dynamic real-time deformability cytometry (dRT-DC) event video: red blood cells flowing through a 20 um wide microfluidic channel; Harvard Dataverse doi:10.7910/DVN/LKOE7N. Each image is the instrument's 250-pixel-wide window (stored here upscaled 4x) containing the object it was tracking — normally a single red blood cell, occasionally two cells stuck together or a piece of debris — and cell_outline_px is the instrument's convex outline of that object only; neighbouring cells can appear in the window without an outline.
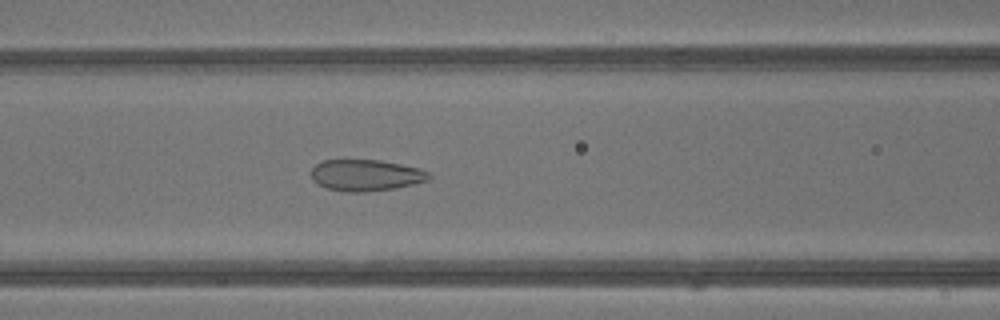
{"species": "common noctule bat (a hibernating species)", "species_latin": "Nyctalus noctula", "temperature_condition": "warm", "stored_images_in_passage": 42, "camera_frame_rate_fps": 3000, "um_per_image_px": 0.085, "animal": {"sex": "male", "body_mass_g": 13.3}, "frame": {"image": 1, "passage_image": 18, "time_ms": 5.667, "image_size_px": [1000, 320], "cell_outline_px": [[432, 176], [428, 180], [396, 188], [364, 192], [344, 192], [328, 188], [312, 180], [312, 168], [316, 164], [324, 160], [380, 160], [420, 168], [432, 172]], "centroid_in_image_um": [31.14, 14.89], "position_along_channel_um": 135.5, "area_um2": 21.56}}
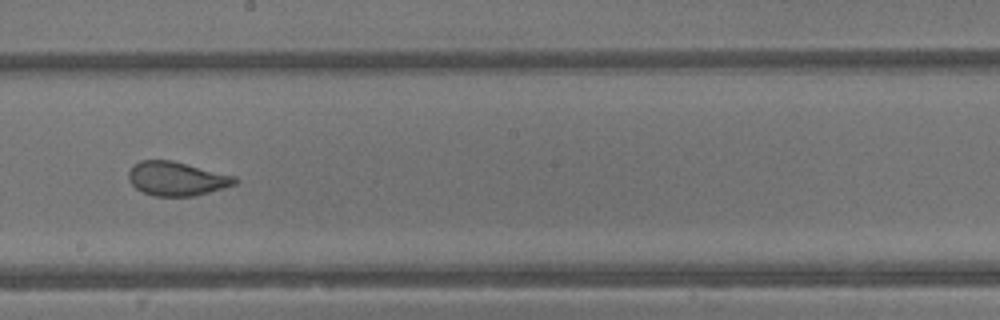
{"frame": {"image": 2, "passage_image": 24, "time_ms": 7.667, "image_size_px": [1000, 320], "cell_outline_px": [[240, 180], [236, 184], [208, 192], [192, 196], [156, 196], [144, 192], [136, 188], [128, 180], [128, 172], [132, 164], [140, 160], [172, 160], [236, 176]], "centroid_in_image_um": [15.01, 15.17], "position_along_channel_um": 233.2, "area_um2": 21.1}}
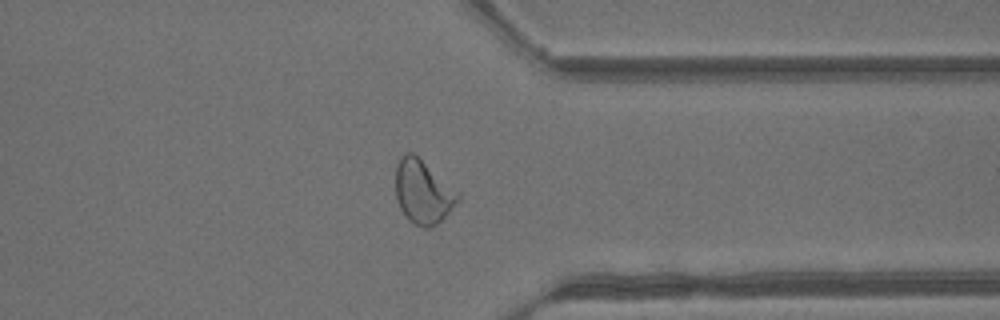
{"frame": {"image": 3, "passage_image": 33, "time_ms": 10.667, "image_size_px": [1000, 320], "cell_outline_px": [[460, 200], [432, 228], [424, 228], [408, 220], [400, 208], [396, 200], [396, 164], [400, 156], [404, 152], [412, 152], [460, 192]], "centroid_in_image_um": [35.94, 16.3], "position_along_channel_um": 375.5, "area_um2": 23.12}, "authors_computed_cell_mechanics": {"area_um2": 24.8251, "velocity_mm_per_s": 4.8905, "shape_relaxation_time_tau1_ms": 10.907, "shape_relaxation_time_tau2_ms": 0.6469, "deformation_change_tau1": 0.3265, "deformation_change_tau2": 0.0738}}